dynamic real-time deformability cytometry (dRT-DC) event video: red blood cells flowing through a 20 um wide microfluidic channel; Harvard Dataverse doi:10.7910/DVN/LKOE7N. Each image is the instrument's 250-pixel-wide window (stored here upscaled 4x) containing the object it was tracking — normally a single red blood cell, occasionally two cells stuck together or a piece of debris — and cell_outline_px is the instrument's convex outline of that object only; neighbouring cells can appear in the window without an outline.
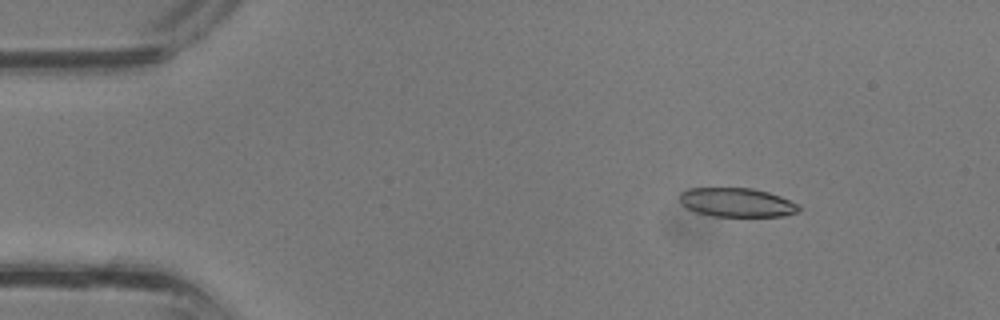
{"species": "common noctule bat (a hibernating species)", "species_latin": "Nyctalus noctula", "temperature_condition": "room temperature", "stored_images_in_passage": 35, "camera_frame_rate_fps": 3000, "um_per_image_px": 0.085, "animal": {"sex": "male", "body_mass_g": 13.3}, "frame": {"image": 1, "passage_image": 4, "time_ms": 1.0, "image_size_px": [1000, 320], "cell_outline_px": [[800, 208], [796, 212], [784, 216], [712, 216], [696, 212], [688, 208], [680, 200], [680, 192], [688, 188], [752, 188], [768, 192], [780, 196], [800, 204]], "centroid_in_image_um": [62.65, 17.2], "position_along_channel_um": 22.4, "area_um2": 20.06}}
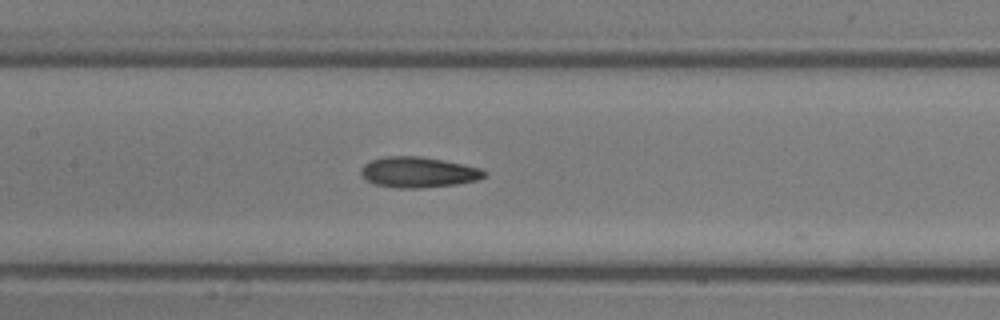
{"frame": {"image": 2, "passage_image": 16, "time_ms": 5.0, "image_size_px": [1000, 320], "cell_outline_px": [[488, 172], [484, 176], [476, 180], [456, 184], [420, 188], [396, 188], [376, 184], [368, 180], [360, 172], [360, 168], [364, 164], [372, 160], [384, 156], [420, 156], [464, 164], [480, 168]], "centroid_in_image_um": [35.56, 14.63], "position_along_channel_um": 171.8, "area_um2": 21.85}}
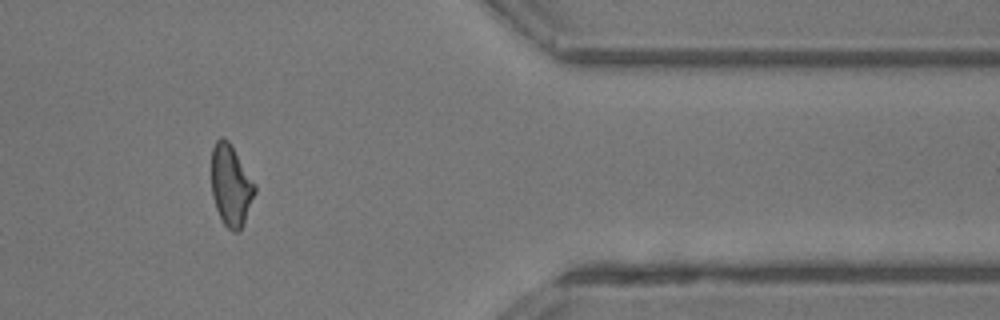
{"frame": {"image": 3, "passage_image": 29, "time_ms": 9.333, "image_size_px": [1000, 320], "cell_outline_px": [[256, 192], [244, 220], [240, 228], [236, 232], [232, 232], [224, 224], [216, 208], [212, 196], [212, 148], [216, 140], [220, 136], [224, 136], [228, 140], [256, 184]], "centroid_in_image_um": [19.62, 15.72], "position_along_channel_um": 391.8, "area_um2": 20.35}}